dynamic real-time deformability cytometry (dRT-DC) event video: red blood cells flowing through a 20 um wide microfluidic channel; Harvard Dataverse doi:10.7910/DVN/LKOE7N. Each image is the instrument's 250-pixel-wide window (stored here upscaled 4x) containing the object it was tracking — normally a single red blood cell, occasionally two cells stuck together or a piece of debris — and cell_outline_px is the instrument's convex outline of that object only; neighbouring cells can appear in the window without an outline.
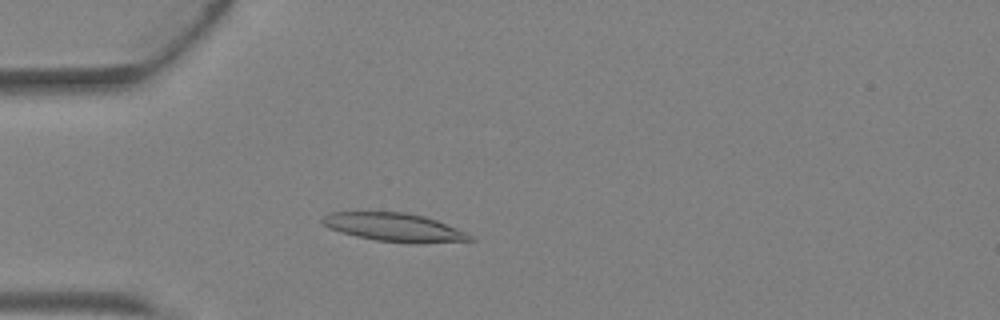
{"species": "Egyptian fruit bat (a non-hibernating species)", "species_latin": "Rousettus aegyptiacus", "temperature_condition": "warm", "stored_images_in_passage": 1, "camera_frame_rate_fps": 3000, "um_per_image_px": 0.085, "animal": {"sex": "female"}, "frame": {"image": 1, "passage_image": 1, "time_ms": 0.0, "image_size_px": [1000, 320], "cell_outline_px": [[476, 240], [376, 240], [356, 236], [340, 232], [328, 228], [320, 220], [328, 212], [404, 212], [424, 216], [436, 220], [464, 232], [472, 236]], "centroid_in_image_um": [33.33, 19.25], "position_along_channel_um": 51.7, "area_um2": 22.89}}